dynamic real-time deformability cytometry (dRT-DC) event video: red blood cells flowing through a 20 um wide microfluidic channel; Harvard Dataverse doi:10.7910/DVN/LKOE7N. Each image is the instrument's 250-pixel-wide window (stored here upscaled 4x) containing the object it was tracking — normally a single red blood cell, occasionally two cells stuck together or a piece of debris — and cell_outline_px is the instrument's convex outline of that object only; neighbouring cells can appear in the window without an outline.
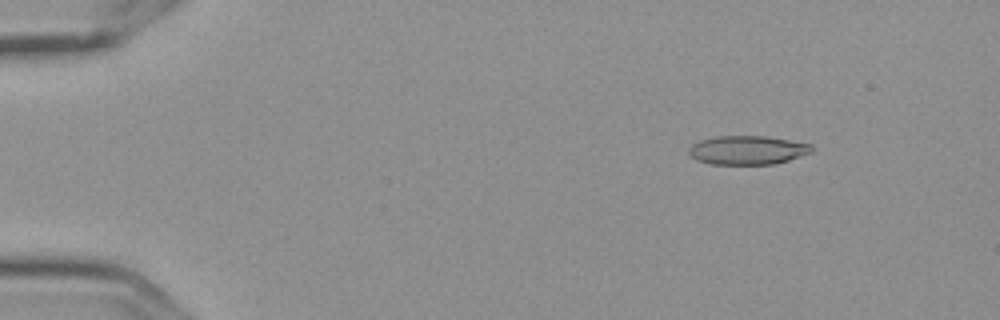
{"species": "Egyptian fruit bat (a non-hibernating species)", "species_latin": "Rousettus aegyptiacus", "temperature_condition": "cold", "stored_images_in_passage": 6, "camera_frame_rate_fps": 3000, "um_per_image_px": 0.085, "frame": {"image": 1, "passage_image": 2, "time_ms": 0.333, "image_size_px": [1000, 320], "cell_outline_px": [[812, 152], [776, 164], [712, 164], [696, 160], [688, 152], [688, 148], [692, 144], [700, 140], [716, 136], [764, 136], [812, 144]], "centroid_in_image_um": [63.52, 12.76], "position_along_channel_um": 21.5, "area_um2": 20.58}}
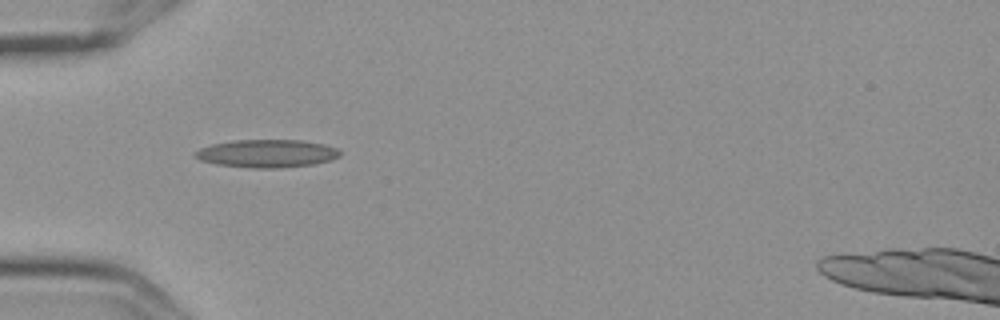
{"frame": {"image": 2, "passage_image": 5, "time_ms": 1.333, "image_size_px": [1000, 320], "cell_outline_px": [[340, 156], [332, 160], [312, 164], [276, 168], [252, 168], [216, 164], [200, 160], [192, 156], [192, 152], [200, 148], [212, 144], [232, 140], [304, 140], [324, 144], [336, 148], [340, 152]], "centroid_in_image_um": [22.65, 13.04], "position_along_channel_um": 62.4, "area_um2": 23.7}}
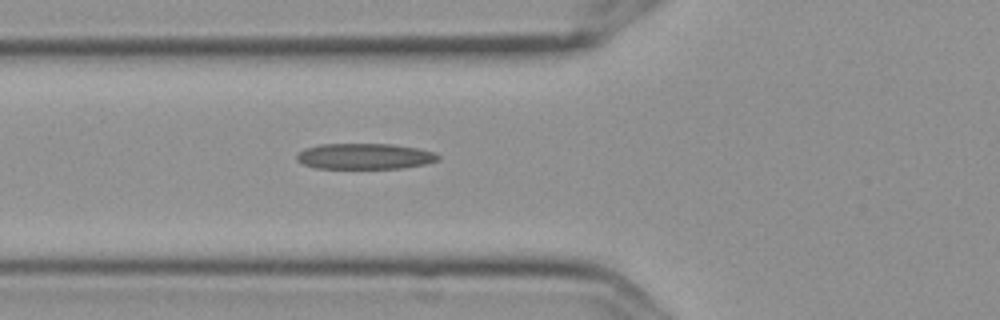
{"frame": {"image": 3, "passage_image": 6, "time_ms": 1.667, "image_size_px": [1000, 320], "cell_outline_px": [[440, 160], [424, 164], [400, 168], [316, 168], [304, 164], [296, 160], [296, 152], [304, 148], [320, 144], [392, 144], [416, 148], [436, 152], [440, 156]], "centroid_in_image_um": [30.98, 13.28], "position_along_channel_um": 94.8, "area_um2": 21.33}}